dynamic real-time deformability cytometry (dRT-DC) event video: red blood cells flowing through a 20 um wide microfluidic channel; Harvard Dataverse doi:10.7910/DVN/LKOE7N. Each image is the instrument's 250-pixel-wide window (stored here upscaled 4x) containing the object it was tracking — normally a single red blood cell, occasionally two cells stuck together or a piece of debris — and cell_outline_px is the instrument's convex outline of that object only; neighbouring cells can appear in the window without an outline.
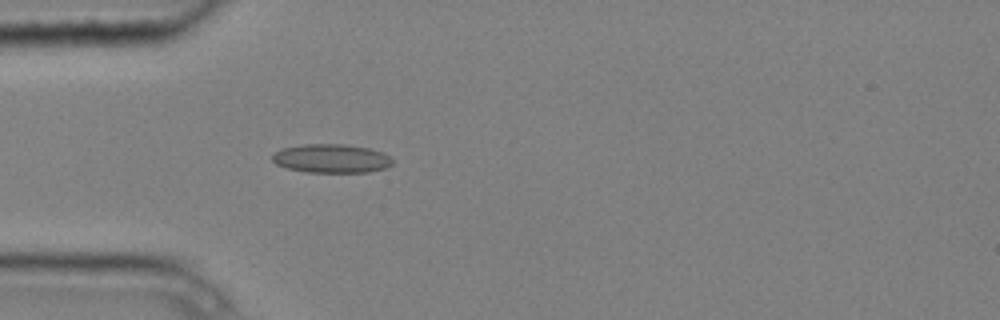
{"species": "common noctule bat (a hibernating species)", "species_latin": "Nyctalus noctula", "temperature_condition": "cold", "stored_images_in_passage": 5, "camera_frame_rate_fps": 3000, "um_per_image_px": 0.085, "animal": {"sex": "male", "body_mass_g": 20.4}, "frame": {"image": 1, "passage_image": 5, "time_ms": 1.333, "image_size_px": [1000, 320], "cell_outline_px": [[392, 164], [384, 168], [368, 172], [308, 172], [288, 168], [276, 164], [272, 160], [272, 156], [276, 152], [284, 148], [304, 144], [344, 144], [368, 148], [384, 152], [392, 160]], "centroid_in_image_um": [28.18, 13.47], "position_along_channel_um": 56.8, "area_um2": 19.94}}